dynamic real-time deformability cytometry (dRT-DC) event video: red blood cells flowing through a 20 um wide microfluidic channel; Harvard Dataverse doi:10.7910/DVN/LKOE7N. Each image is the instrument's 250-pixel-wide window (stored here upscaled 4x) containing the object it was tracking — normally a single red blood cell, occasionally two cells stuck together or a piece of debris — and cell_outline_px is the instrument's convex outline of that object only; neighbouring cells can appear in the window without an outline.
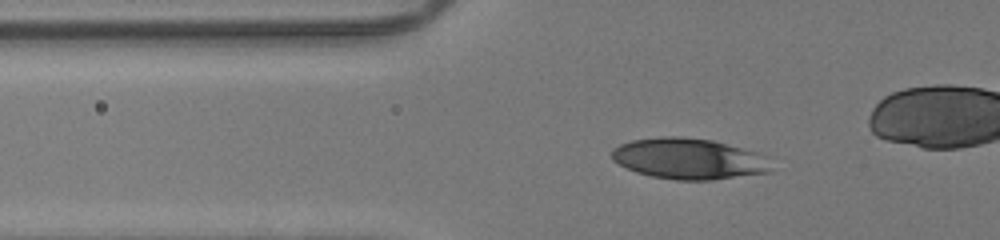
{"species": "human", "species_latin": "Homo sapiens", "temperature_condition": "room temperature", "stored_images_in_passage": 47, "camera_frame_rate_fps": 3000, "um_per_image_px": 0.085, "donor": {"sex": "male"}, "frame": {"image": 1, "passage_image": 20, "time_ms": 6.333, "image_size_px": [1000, 240], "cell_outline_px": [[772, 172], [712, 180], [676, 180], [652, 176], [636, 172], [612, 160], [612, 148], [620, 144], [632, 140], [664, 136], [680, 136], [712, 140], [756, 152], [768, 156]], "centroid_in_image_um": [58.57, 13.49], "position_along_channel_um": 67.2, "area_um2": 38.09}}
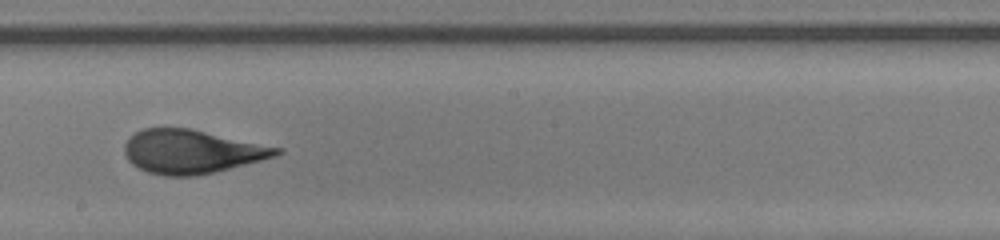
{"frame": {"image": 2, "passage_image": 33, "time_ms": 10.667, "image_size_px": [1000, 240], "cell_outline_px": [[284, 152], [276, 156], [216, 172], [196, 176], [164, 176], [148, 172], [132, 164], [128, 160], [124, 152], [124, 144], [136, 132], [144, 128], [188, 128], [284, 148]], "centroid_in_image_um": [16.32, 12.89], "position_along_channel_um": 231.9, "area_um2": 38.67}}
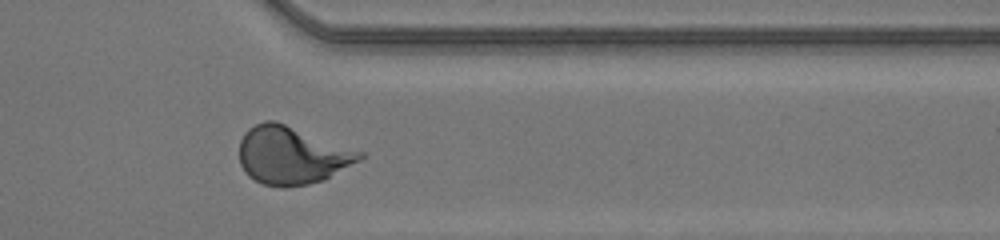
{"frame": {"image": 3, "passage_image": 44, "time_ms": 14.333, "image_size_px": [1000, 240], "cell_outline_px": [[364, 156], [360, 160], [324, 180], [308, 184], [284, 188], [264, 184], [248, 176], [244, 172], [240, 164], [240, 140], [244, 132], [248, 128], [264, 120], [276, 120], [364, 152]], "centroid_in_image_um": [24.79, 13.19], "position_along_channel_um": 386.6, "area_um2": 40.75}, "authors_computed_cell_mechanics": {"area_um2": 39.1884, "velocity_mm_per_s": 4.2006, "shape_relaxation_time_tau1_ms": 10.0936, "shape_relaxation_time_tau2_ms": null, "deformation_change_tau1": 0.3152, "deformation_change_tau2": null}}